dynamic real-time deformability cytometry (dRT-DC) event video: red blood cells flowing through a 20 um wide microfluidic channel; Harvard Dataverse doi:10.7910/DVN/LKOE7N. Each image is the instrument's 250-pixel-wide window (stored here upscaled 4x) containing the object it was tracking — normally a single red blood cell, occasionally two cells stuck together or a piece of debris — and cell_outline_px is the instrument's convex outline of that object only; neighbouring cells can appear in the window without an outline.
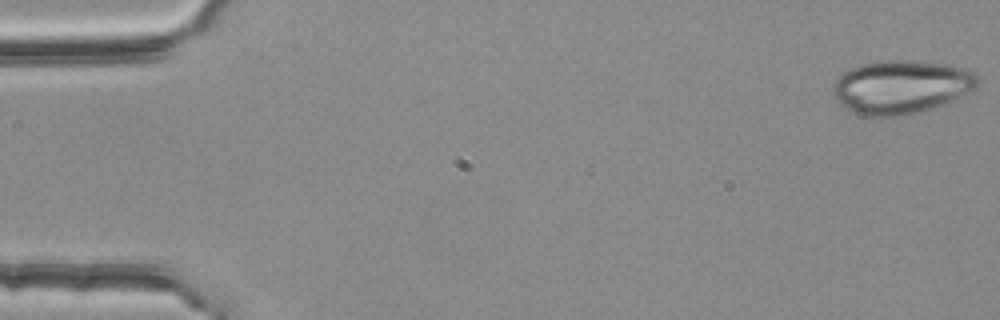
{"species": "common noctule bat (a hibernating species)", "species_latin": "Nyctalus noctula", "temperature_condition": "room temperature", "stored_images_in_passage": 54, "camera_frame_rate_fps": 3000, "um_per_image_px": 0.085, "animal": {"sex": "female", "body_mass_g": 25.1}, "frame": {"image": 1, "passage_image": 1, "time_ms": 0.0, "image_size_px": [1000, 320], "cell_outline_px": [[980, 80], [976, 88], [944, 104], [932, 108], [916, 112], [896, 116], [860, 116], [852, 112], [832, 96], [832, 80], [844, 72], [852, 68], [864, 64], [884, 60], [912, 60], [940, 64], [964, 68], [976, 72], [980, 76]], "centroid_in_image_um": [76.58, 7.39], "position_along_channel_um": 8.4, "area_um2": 45.14}}
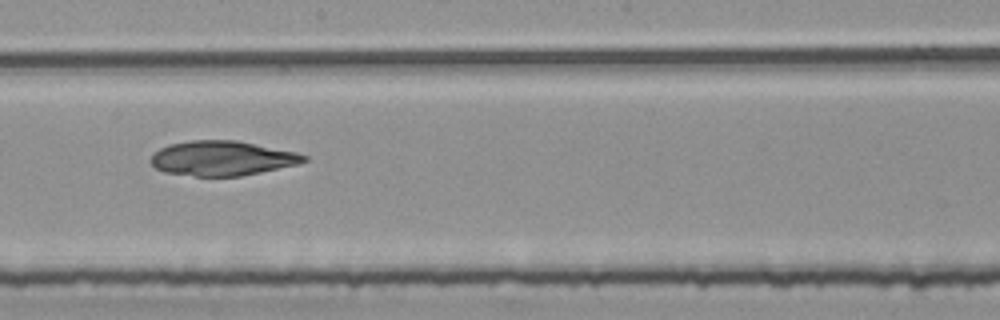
{"frame": {"image": 2, "passage_image": 30, "time_ms": 9.667, "image_size_px": [1000, 320], "cell_outline_px": [[308, 160], [296, 164], [260, 172], [240, 176], [196, 176], [164, 172], [156, 168], [148, 160], [160, 148], [168, 144], [192, 140], [236, 140], [296, 152], [308, 156]], "centroid_in_image_um": [18.86, 13.45], "position_along_channel_um": 229.3, "area_um2": 30.81}}
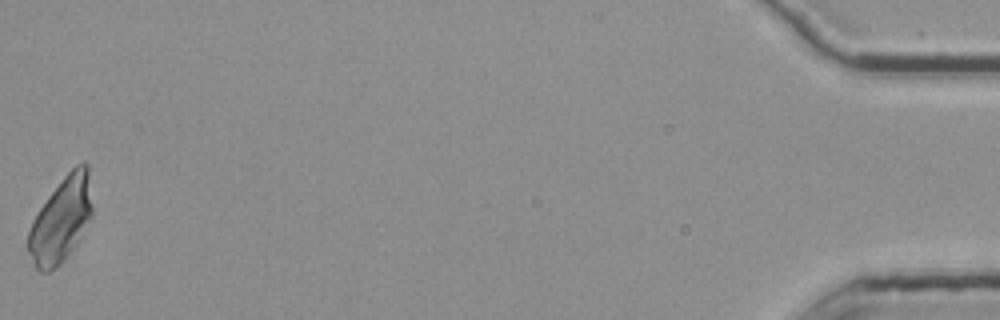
{"frame": {"image": 3, "passage_image": 54, "time_ms": 17.667, "image_size_px": [1000, 320], "cell_outline_px": [[92, 216], [72, 248], [60, 264], [56, 268], [48, 272], [40, 272], [36, 268], [28, 252], [28, 232], [32, 220], [48, 196], [64, 176], [76, 164], [84, 160], [88, 164], [92, 208]], "centroid_in_image_um": [5.18, 18.65], "position_along_channel_um": 430.0, "area_um2": 31.33}}